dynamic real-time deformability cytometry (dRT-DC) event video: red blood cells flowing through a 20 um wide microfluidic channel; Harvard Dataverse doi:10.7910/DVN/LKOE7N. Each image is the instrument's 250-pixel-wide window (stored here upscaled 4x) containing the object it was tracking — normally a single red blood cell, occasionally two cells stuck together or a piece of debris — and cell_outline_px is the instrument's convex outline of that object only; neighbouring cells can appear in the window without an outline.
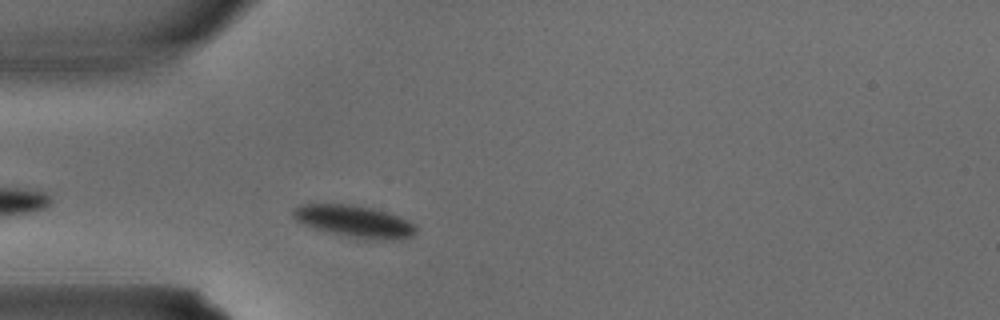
{"species": "common noctule bat (a hibernating species)", "species_latin": "Nyctalus noctula", "temperature_condition": "warm", "stored_images_in_passage": 2, "camera_frame_rate_fps": 3000, "um_per_image_px": 0.085, "animal": {"sex": "male", "body_mass_g": 15.6}, "frame": {"image": 1, "passage_image": 2, "time_ms": 0.333, "image_size_px": [1000, 320], "cell_outline_px": [[416, 232], [412, 236], [400, 240], [352, 236], [312, 228], [296, 220], [292, 216], [292, 212], [300, 204], [352, 204], [372, 208], [408, 220], [416, 224]], "centroid_in_image_um": [30.12, 18.79], "position_along_channel_um": 54.9, "area_um2": 22.25}}